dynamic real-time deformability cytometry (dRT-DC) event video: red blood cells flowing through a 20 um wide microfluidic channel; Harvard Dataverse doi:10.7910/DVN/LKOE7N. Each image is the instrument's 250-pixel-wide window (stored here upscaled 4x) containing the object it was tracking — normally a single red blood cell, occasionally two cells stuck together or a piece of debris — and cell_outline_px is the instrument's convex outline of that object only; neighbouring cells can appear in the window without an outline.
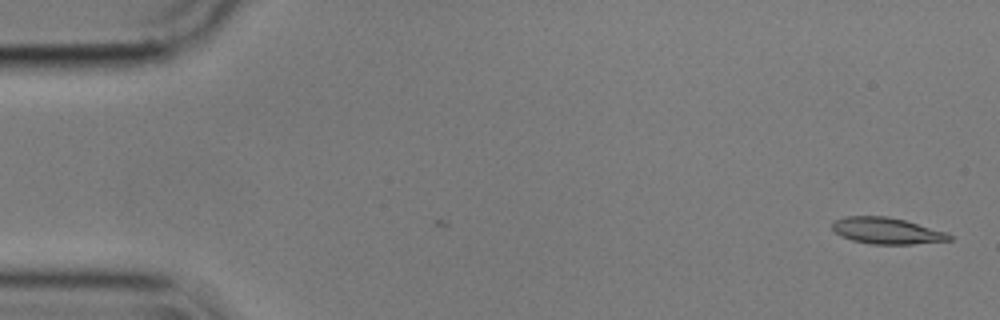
{"species": "common noctule bat (a hibernating species)", "species_latin": "Nyctalus noctula", "temperature_condition": "cold", "stored_images_in_passage": 4, "camera_frame_rate_fps": 3000, "um_per_image_px": 0.085, "animal": {"sex": "male", "body_mass_g": 17.9}, "frame": {"image": 1, "passage_image": 4, "time_ms": 1.0, "image_size_px": [1000, 320], "cell_outline_px": [[952, 240], [912, 244], [872, 244], [852, 240], [840, 236], [832, 228], [832, 220], [844, 216], [888, 216], [904, 220], [948, 232], [952, 236]], "centroid_in_image_um": [75.36, 19.61], "position_along_channel_um": 9.6, "area_um2": 18.09}}